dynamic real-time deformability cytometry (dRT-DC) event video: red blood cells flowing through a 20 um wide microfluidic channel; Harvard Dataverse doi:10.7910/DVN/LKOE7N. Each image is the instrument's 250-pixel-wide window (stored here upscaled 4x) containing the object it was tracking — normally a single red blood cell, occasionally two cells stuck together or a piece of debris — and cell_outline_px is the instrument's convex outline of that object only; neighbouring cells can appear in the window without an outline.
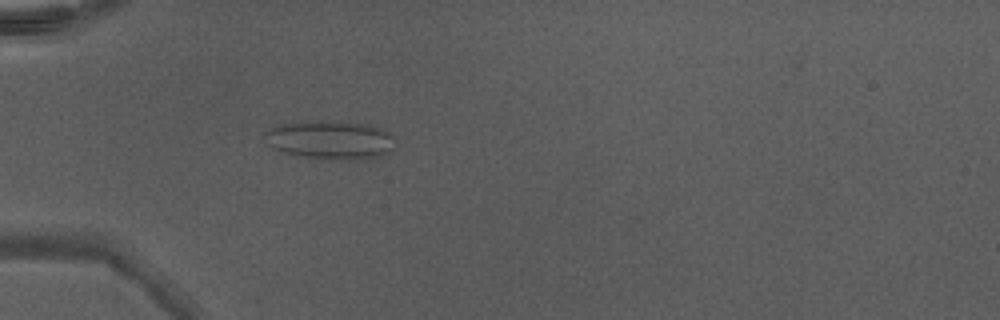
{"species": "Egyptian fruit bat (a non-hibernating species)", "species_latin": "Rousettus aegyptiacus", "temperature_condition": "warm", "stored_images_in_passage": 48, "camera_frame_rate_fps": 3000, "um_per_image_px": 0.085, "animal": {"sex": "male"}, "frame": {"image": 1, "passage_image": 16, "time_ms": 5.0, "image_size_px": [1000, 320], "cell_outline_px": [[392, 148], [384, 156], [348, 160], [324, 160], [300, 156], [284, 152], [272, 148], [268, 144], [264, 136], [264, 132], [280, 124], [320, 120], [368, 124], [392, 132]], "centroid_in_image_um": [28.07, 11.9], "position_along_channel_um": 56.9, "area_um2": 29.54}}
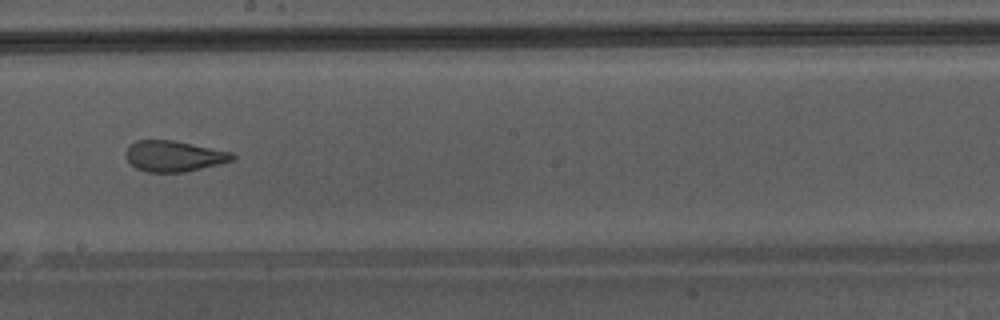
{"frame": {"image": 2, "passage_image": 29, "time_ms": 9.333, "image_size_px": [1000, 320], "cell_outline_px": [[236, 156], [232, 160], [220, 164], [184, 172], [148, 172], [136, 168], [124, 156], [128, 148], [136, 140], [172, 140], [232, 152]], "centroid_in_image_um": [14.79, 13.27], "position_along_channel_um": 233.4, "area_um2": 18.96}}
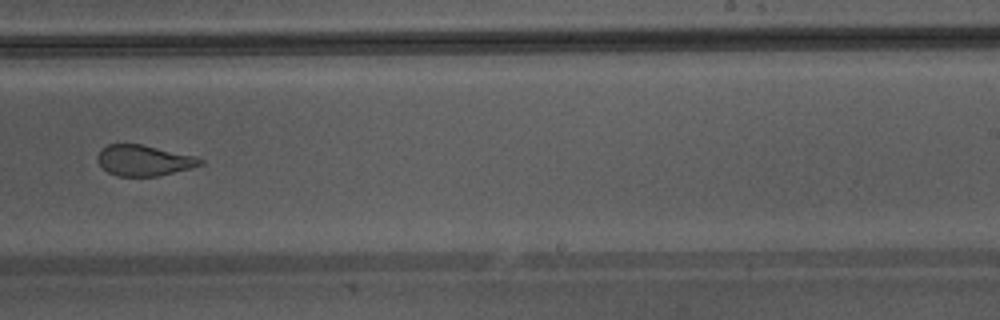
{"frame": {"image": 3, "passage_image": 32, "time_ms": 10.333, "image_size_px": [1000, 320], "cell_outline_px": [[204, 164], [192, 168], [156, 176], [120, 176], [108, 172], [96, 160], [96, 156], [100, 148], [108, 144], [140, 144], [196, 156], [204, 160]], "centroid_in_image_um": [12.23, 13.63], "position_along_channel_um": 276.8, "area_um2": 18.44}, "authors_computed_cell_mechanics": {"area_um2": 23.2356, "velocity_mm_per_s": 4.3518, "shape_relaxation_time_tau1_ms": null, "shape_relaxation_time_tau2_ms": 1.0164, "deformation_change_tau1": null, "deformation_change_tau2": 0.0903}}